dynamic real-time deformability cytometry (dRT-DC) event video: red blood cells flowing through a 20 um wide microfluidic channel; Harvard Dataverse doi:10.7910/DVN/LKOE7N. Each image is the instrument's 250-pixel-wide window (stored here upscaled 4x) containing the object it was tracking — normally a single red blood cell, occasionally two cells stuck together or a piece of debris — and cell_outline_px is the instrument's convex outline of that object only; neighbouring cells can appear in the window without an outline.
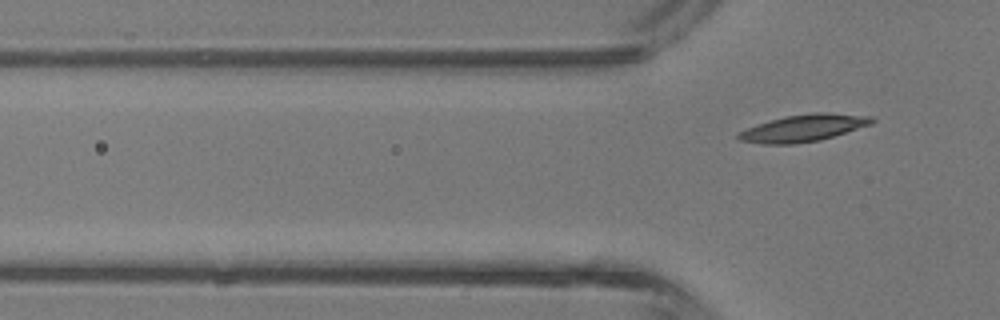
{"species": "common noctule bat (a hibernating species)", "species_latin": "Nyctalus noctula", "temperature_condition": "room temperature", "stored_images_in_passage": 6, "camera_frame_rate_fps": 3000, "um_per_image_px": 0.085, "animal": {"sex": "male", "body_mass_g": 13.3}, "frame": {"image": 1, "passage_image": 6, "time_ms": 5.667, "image_size_px": [1000, 320], "cell_outline_px": [[876, 120], [872, 124], [820, 140], [792, 144], [764, 144], [740, 140], [736, 136], [736, 132], [756, 124], [784, 116], [812, 112], [828, 112], [872, 116]], "centroid_in_image_um": [68.28, 10.87], "position_along_channel_um": 57.5, "area_um2": 21.15}}